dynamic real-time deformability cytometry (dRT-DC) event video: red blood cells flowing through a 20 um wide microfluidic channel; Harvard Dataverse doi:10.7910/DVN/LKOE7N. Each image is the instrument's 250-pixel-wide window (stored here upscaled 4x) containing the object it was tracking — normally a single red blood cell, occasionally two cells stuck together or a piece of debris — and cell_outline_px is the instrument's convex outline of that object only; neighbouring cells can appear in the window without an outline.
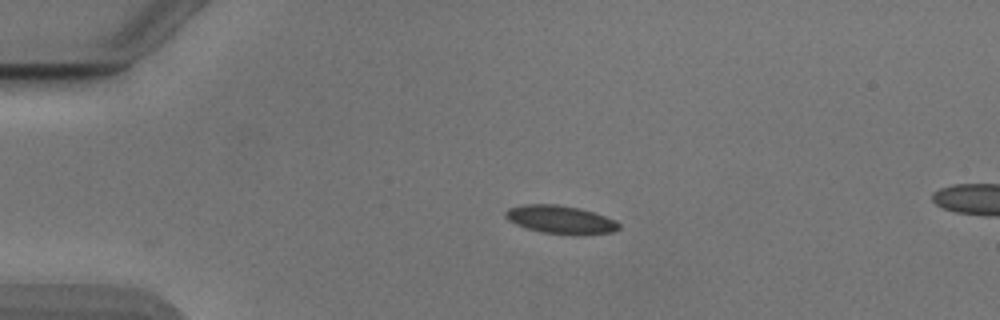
{"species": "Egyptian fruit bat (a non-hibernating species)", "species_latin": "Rousettus aegyptiacus", "temperature_condition": "cold", "stored_images_in_passage": 21, "camera_frame_rate_fps": 3000, "um_per_image_px": 0.085, "animal": {"sex": "male"}, "frame": {"image": 1, "passage_image": 1, "time_ms": 0.0, "image_size_px": [1000, 320], "cell_outline_px": [[620, 228], [612, 232], [584, 236], [572, 236], [540, 232], [524, 228], [508, 220], [504, 216], [504, 212], [508, 208], [524, 204], [556, 204], [580, 208], [616, 220], [620, 224]], "centroid_in_image_um": [47.64, 18.69], "position_along_channel_um": 37.4, "area_um2": 19.13}}
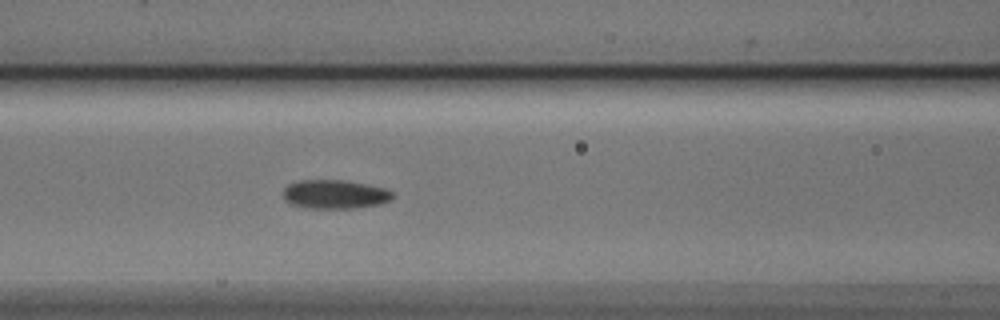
{"frame": {"image": 2, "passage_image": 12, "time_ms": 3.667, "image_size_px": [1000, 320], "cell_outline_px": [[396, 196], [392, 200], [380, 204], [352, 208], [304, 208], [292, 204], [284, 200], [284, 188], [288, 184], [300, 180], [344, 180], [384, 188], [392, 192]], "centroid_in_image_um": [28.47, 16.52], "position_along_channel_um": 138.1, "area_um2": 18.44}}
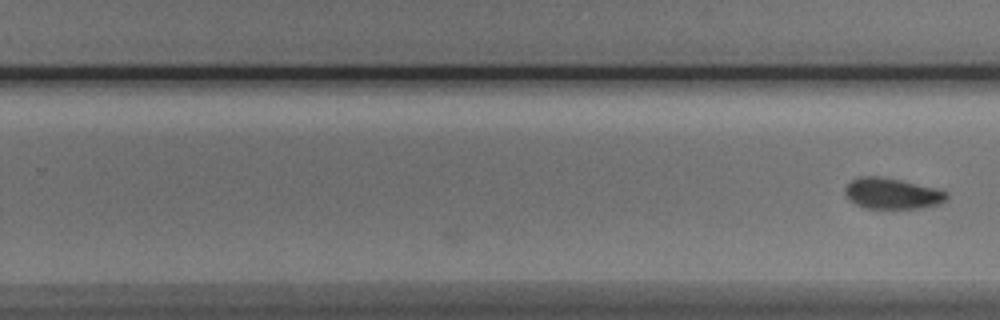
{"frame": {"image": 3, "passage_image": 21, "time_ms": 6.667, "image_size_px": [1000, 320], "cell_outline_px": [[948, 200], [940, 204], [920, 208], [864, 208], [848, 200], [844, 192], [844, 188], [852, 180], [860, 176], [880, 176], [900, 180], [936, 188], [948, 192]], "centroid_in_image_um": [75.83, 16.45], "position_along_channel_um": 254.0, "area_um2": 18.44}}